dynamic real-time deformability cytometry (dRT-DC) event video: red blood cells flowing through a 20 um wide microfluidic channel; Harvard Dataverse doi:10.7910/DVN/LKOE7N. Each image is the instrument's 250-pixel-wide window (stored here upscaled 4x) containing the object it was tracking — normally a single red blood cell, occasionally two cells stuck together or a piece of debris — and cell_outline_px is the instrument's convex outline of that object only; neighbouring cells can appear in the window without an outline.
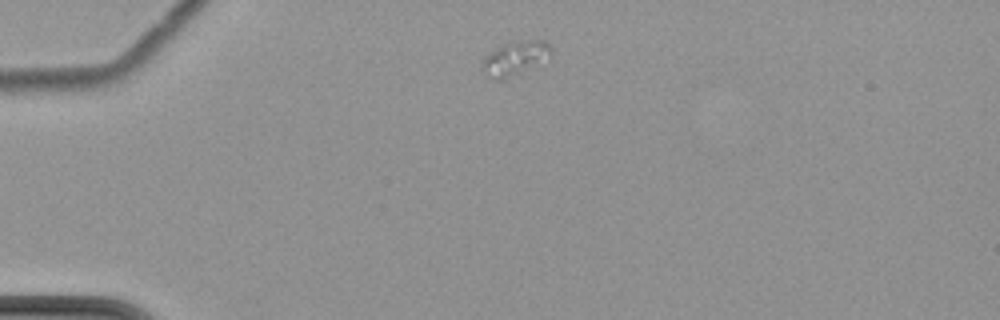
{"species": "common noctule bat (a hibernating species)", "species_latin": "Nyctalus noctula", "temperature_condition": "cold", "stored_images_in_passage": 2, "camera_frame_rate_fps": 3000, "um_per_image_px": 0.085, "animal": {"sex": "female", "body_mass_g": 22.7, "forearm_length_mm": 54.2}, "frame": {"image": 1, "passage_image": 1, "time_ms": 0.0, "image_size_px": [1000, 320], "cell_outline_px": [[552, 60], [500, 80], [496, 80], [480, 72], [480, 68], [484, 56], [504, 44], [516, 40], [544, 40], [552, 48]], "centroid_in_image_um": [43.82, 4.95], "position_along_channel_um": 41.2, "area_um2": 14.1}}